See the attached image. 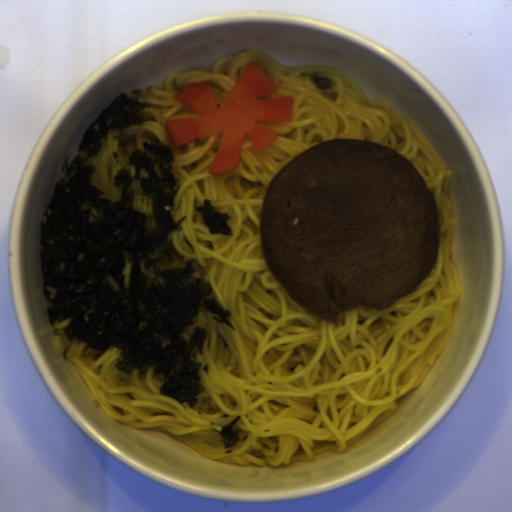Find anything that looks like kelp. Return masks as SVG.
Masks as SVG:
<instances>
[{
  "instance_id": "1",
  "label": "kelp",
  "mask_w": 512,
  "mask_h": 512,
  "mask_svg": "<svg viewBox=\"0 0 512 512\" xmlns=\"http://www.w3.org/2000/svg\"><path fill=\"white\" fill-rule=\"evenodd\" d=\"M147 89H134L115 96L83 132L76 154L62 163L41 215L39 258L46 315L52 336H60L56 321L69 320L67 340L86 344L92 361L109 348L120 349L115 368L161 381L159 394L192 409L205 392L201 371L210 365L198 362L204 353L207 332L193 327L199 307L235 330L230 310L208 295L209 281L195 278L202 265L184 261L173 242L186 219L173 221L175 196L181 191L176 176L175 153L152 130L120 133L117 147L134 166V176L120 169L114 186H122L121 198L105 197L92 180L97 168L91 164L112 130L156 121L147 112L151 103L138 102ZM148 178H140L141 169ZM140 180L145 194L153 199L157 221L147 226L148 216L134 210L131 183ZM132 262L129 289H124L126 262Z\"/></svg>"
},
{
  "instance_id": "2",
  "label": "kelp",
  "mask_w": 512,
  "mask_h": 512,
  "mask_svg": "<svg viewBox=\"0 0 512 512\" xmlns=\"http://www.w3.org/2000/svg\"><path fill=\"white\" fill-rule=\"evenodd\" d=\"M194 209L202 214V219L210 234L233 236V231L227 224L228 221L232 220V217L229 213L219 212L216 205L212 204L211 199H205L202 206H196Z\"/></svg>"
},
{
  "instance_id": "3",
  "label": "kelp",
  "mask_w": 512,
  "mask_h": 512,
  "mask_svg": "<svg viewBox=\"0 0 512 512\" xmlns=\"http://www.w3.org/2000/svg\"><path fill=\"white\" fill-rule=\"evenodd\" d=\"M241 416H237L228 425L223 427L218 433L221 436V443H223V449H232L237 446L240 442V435L234 430L237 422H239Z\"/></svg>"
},
{
  "instance_id": "4",
  "label": "kelp",
  "mask_w": 512,
  "mask_h": 512,
  "mask_svg": "<svg viewBox=\"0 0 512 512\" xmlns=\"http://www.w3.org/2000/svg\"><path fill=\"white\" fill-rule=\"evenodd\" d=\"M316 89L330 91L335 89L334 80L329 79L327 77L316 76L312 79Z\"/></svg>"
},
{
  "instance_id": "5",
  "label": "kelp",
  "mask_w": 512,
  "mask_h": 512,
  "mask_svg": "<svg viewBox=\"0 0 512 512\" xmlns=\"http://www.w3.org/2000/svg\"><path fill=\"white\" fill-rule=\"evenodd\" d=\"M69 346L67 348L64 349L63 353L61 354L62 358L67 361L68 360V357H67V354L69 353Z\"/></svg>"
},
{
  "instance_id": "6",
  "label": "kelp",
  "mask_w": 512,
  "mask_h": 512,
  "mask_svg": "<svg viewBox=\"0 0 512 512\" xmlns=\"http://www.w3.org/2000/svg\"><path fill=\"white\" fill-rule=\"evenodd\" d=\"M111 154L114 157L116 164L119 163V154L116 151L111 152Z\"/></svg>"
}]
</instances>
